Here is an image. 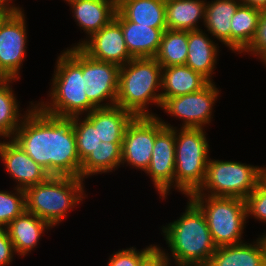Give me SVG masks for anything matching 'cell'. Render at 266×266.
Returning <instances> with one entry per match:
<instances>
[{
  "instance_id": "52a82bcc",
  "label": "cell",
  "mask_w": 266,
  "mask_h": 266,
  "mask_svg": "<svg viewBox=\"0 0 266 266\" xmlns=\"http://www.w3.org/2000/svg\"><path fill=\"white\" fill-rule=\"evenodd\" d=\"M188 197L203 212L216 247L244 242L242 234L248 220L245 199L208 195Z\"/></svg>"
},
{
  "instance_id": "6da1fadb",
  "label": "cell",
  "mask_w": 266,
  "mask_h": 266,
  "mask_svg": "<svg viewBox=\"0 0 266 266\" xmlns=\"http://www.w3.org/2000/svg\"><path fill=\"white\" fill-rule=\"evenodd\" d=\"M12 140L51 176L80 178L82 162L71 118L48 115L35 105Z\"/></svg>"
},
{
  "instance_id": "8fae6325",
  "label": "cell",
  "mask_w": 266,
  "mask_h": 266,
  "mask_svg": "<svg viewBox=\"0 0 266 266\" xmlns=\"http://www.w3.org/2000/svg\"><path fill=\"white\" fill-rule=\"evenodd\" d=\"M25 22L22 8L0 19V69L17 81L20 79V68L26 57L27 25Z\"/></svg>"
},
{
  "instance_id": "3957f363",
  "label": "cell",
  "mask_w": 266,
  "mask_h": 266,
  "mask_svg": "<svg viewBox=\"0 0 266 266\" xmlns=\"http://www.w3.org/2000/svg\"><path fill=\"white\" fill-rule=\"evenodd\" d=\"M179 219L163 226L176 266H206L217 249L203 212L189 199Z\"/></svg>"
},
{
  "instance_id": "5bb4252c",
  "label": "cell",
  "mask_w": 266,
  "mask_h": 266,
  "mask_svg": "<svg viewBox=\"0 0 266 266\" xmlns=\"http://www.w3.org/2000/svg\"><path fill=\"white\" fill-rule=\"evenodd\" d=\"M72 47H80L93 59L111 62L119 66L125 65L134 58L127 49L122 27L115 19L90 38L81 40Z\"/></svg>"
},
{
  "instance_id": "1f68e13d",
  "label": "cell",
  "mask_w": 266,
  "mask_h": 266,
  "mask_svg": "<svg viewBox=\"0 0 266 266\" xmlns=\"http://www.w3.org/2000/svg\"><path fill=\"white\" fill-rule=\"evenodd\" d=\"M245 201L247 217L253 216L256 220L266 223V186L259 181Z\"/></svg>"
},
{
  "instance_id": "60d3db41",
  "label": "cell",
  "mask_w": 266,
  "mask_h": 266,
  "mask_svg": "<svg viewBox=\"0 0 266 266\" xmlns=\"http://www.w3.org/2000/svg\"><path fill=\"white\" fill-rule=\"evenodd\" d=\"M259 239L261 240L264 250H265V256H266V233H263V235H261L259 237Z\"/></svg>"
},
{
  "instance_id": "44dd1931",
  "label": "cell",
  "mask_w": 266,
  "mask_h": 266,
  "mask_svg": "<svg viewBox=\"0 0 266 266\" xmlns=\"http://www.w3.org/2000/svg\"><path fill=\"white\" fill-rule=\"evenodd\" d=\"M206 266H266L265 250L259 237L252 244L217 247Z\"/></svg>"
},
{
  "instance_id": "5b68a950",
  "label": "cell",
  "mask_w": 266,
  "mask_h": 266,
  "mask_svg": "<svg viewBox=\"0 0 266 266\" xmlns=\"http://www.w3.org/2000/svg\"><path fill=\"white\" fill-rule=\"evenodd\" d=\"M83 181L71 176H50L46 181L26 188V211L51 227L59 225L69 210L85 198Z\"/></svg>"
},
{
  "instance_id": "9c48e42d",
  "label": "cell",
  "mask_w": 266,
  "mask_h": 266,
  "mask_svg": "<svg viewBox=\"0 0 266 266\" xmlns=\"http://www.w3.org/2000/svg\"><path fill=\"white\" fill-rule=\"evenodd\" d=\"M152 158L145 173L150 176L160 198L175 189V127L156 116V137Z\"/></svg>"
},
{
  "instance_id": "836d02e7",
  "label": "cell",
  "mask_w": 266,
  "mask_h": 266,
  "mask_svg": "<svg viewBox=\"0 0 266 266\" xmlns=\"http://www.w3.org/2000/svg\"><path fill=\"white\" fill-rule=\"evenodd\" d=\"M257 56L260 61L266 56V10H262L255 38L244 51Z\"/></svg>"
},
{
  "instance_id": "d590c367",
  "label": "cell",
  "mask_w": 266,
  "mask_h": 266,
  "mask_svg": "<svg viewBox=\"0 0 266 266\" xmlns=\"http://www.w3.org/2000/svg\"><path fill=\"white\" fill-rule=\"evenodd\" d=\"M16 254L6 228L0 227V266H8Z\"/></svg>"
},
{
  "instance_id": "277c9868",
  "label": "cell",
  "mask_w": 266,
  "mask_h": 266,
  "mask_svg": "<svg viewBox=\"0 0 266 266\" xmlns=\"http://www.w3.org/2000/svg\"><path fill=\"white\" fill-rule=\"evenodd\" d=\"M161 79L162 66L155 58H133L120 66L115 105L135 117L157 116L147 108L150 103L161 107Z\"/></svg>"
},
{
  "instance_id": "7a4b0ae2",
  "label": "cell",
  "mask_w": 266,
  "mask_h": 266,
  "mask_svg": "<svg viewBox=\"0 0 266 266\" xmlns=\"http://www.w3.org/2000/svg\"><path fill=\"white\" fill-rule=\"evenodd\" d=\"M57 58L49 101L36 103L46 114L71 118L89 114L96 107L88 100L82 74V49L71 47Z\"/></svg>"
},
{
  "instance_id": "ac0fdd59",
  "label": "cell",
  "mask_w": 266,
  "mask_h": 266,
  "mask_svg": "<svg viewBox=\"0 0 266 266\" xmlns=\"http://www.w3.org/2000/svg\"><path fill=\"white\" fill-rule=\"evenodd\" d=\"M203 32V29L188 31V55L186 66L200 73L209 82L216 68L219 46Z\"/></svg>"
},
{
  "instance_id": "8d00e7d4",
  "label": "cell",
  "mask_w": 266,
  "mask_h": 266,
  "mask_svg": "<svg viewBox=\"0 0 266 266\" xmlns=\"http://www.w3.org/2000/svg\"><path fill=\"white\" fill-rule=\"evenodd\" d=\"M11 0H0V15L2 17L9 16L17 12L20 7L16 5H12L10 3Z\"/></svg>"
},
{
  "instance_id": "f1b7e54d",
  "label": "cell",
  "mask_w": 266,
  "mask_h": 266,
  "mask_svg": "<svg viewBox=\"0 0 266 266\" xmlns=\"http://www.w3.org/2000/svg\"><path fill=\"white\" fill-rule=\"evenodd\" d=\"M188 31L166 29L154 57L162 67L185 65L188 55Z\"/></svg>"
},
{
  "instance_id": "f35d334b",
  "label": "cell",
  "mask_w": 266,
  "mask_h": 266,
  "mask_svg": "<svg viewBox=\"0 0 266 266\" xmlns=\"http://www.w3.org/2000/svg\"><path fill=\"white\" fill-rule=\"evenodd\" d=\"M259 181L266 186V167L265 166H261L260 167V176H259Z\"/></svg>"
},
{
  "instance_id": "f546056e",
  "label": "cell",
  "mask_w": 266,
  "mask_h": 266,
  "mask_svg": "<svg viewBox=\"0 0 266 266\" xmlns=\"http://www.w3.org/2000/svg\"><path fill=\"white\" fill-rule=\"evenodd\" d=\"M71 117L76 136L77 153L82 162L95 149L101 140L97 128L84 116Z\"/></svg>"
},
{
  "instance_id": "e575fe53",
  "label": "cell",
  "mask_w": 266,
  "mask_h": 266,
  "mask_svg": "<svg viewBox=\"0 0 266 266\" xmlns=\"http://www.w3.org/2000/svg\"><path fill=\"white\" fill-rule=\"evenodd\" d=\"M155 245L140 261L138 266H170L171 259L167 257L165 249ZM165 251V252H164Z\"/></svg>"
},
{
  "instance_id": "cb8c5ba5",
  "label": "cell",
  "mask_w": 266,
  "mask_h": 266,
  "mask_svg": "<svg viewBox=\"0 0 266 266\" xmlns=\"http://www.w3.org/2000/svg\"><path fill=\"white\" fill-rule=\"evenodd\" d=\"M206 0H165L167 29L192 31L201 29L198 21L205 22Z\"/></svg>"
},
{
  "instance_id": "b9f144b4",
  "label": "cell",
  "mask_w": 266,
  "mask_h": 266,
  "mask_svg": "<svg viewBox=\"0 0 266 266\" xmlns=\"http://www.w3.org/2000/svg\"><path fill=\"white\" fill-rule=\"evenodd\" d=\"M261 62L265 63V65H266V56L262 59Z\"/></svg>"
},
{
  "instance_id": "d4e9b609",
  "label": "cell",
  "mask_w": 266,
  "mask_h": 266,
  "mask_svg": "<svg viewBox=\"0 0 266 266\" xmlns=\"http://www.w3.org/2000/svg\"><path fill=\"white\" fill-rule=\"evenodd\" d=\"M241 4V0L206 1L204 27L229 49L231 20Z\"/></svg>"
},
{
  "instance_id": "9a60e30c",
  "label": "cell",
  "mask_w": 266,
  "mask_h": 266,
  "mask_svg": "<svg viewBox=\"0 0 266 266\" xmlns=\"http://www.w3.org/2000/svg\"><path fill=\"white\" fill-rule=\"evenodd\" d=\"M4 141L0 142V159L10 177L17 182L16 188L25 190L46 181L51 176L12 139Z\"/></svg>"
},
{
  "instance_id": "7402d4cb",
  "label": "cell",
  "mask_w": 266,
  "mask_h": 266,
  "mask_svg": "<svg viewBox=\"0 0 266 266\" xmlns=\"http://www.w3.org/2000/svg\"><path fill=\"white\" fill-rule=\"evenodd\" d=\"M116 21L122 27L127 49L134 58H154L156 56L163 32L167 28L148 27L129 20Z\"/></svg>"
},
{
  "instance_id": "d6986e66",
  "label": "cell",
  "mask_w": 266,
  "mask_h": 266,
  "mask_svg": "<svg viewBox=\"0 0 266 266\" xmlns=\"http://www.w3.org/2000/svg\"><path fill=\"white\" fill-rule=\"evenodd\" d=\"M115 20H129L153 28H167L165 0H117Z\"/></svg>"
},
{
  "instance_id": "484cf974",
  "label": "cell",
  "mask_w": 266,
  "mask_h": 266,
  "mask_svg": "<svg viewBox=\"0 0 266 266\" xmlns=\"http://www.w3.org/2000/svg\"><path fill=\"white\" fill-rule=\"evenodd\" d=\"M262 10L241 4L231 20L230 50L243 53L255 38Z\"/></svg>"
},
{
  "instance_id": "ffe728a7",
  "label": "cell",
  "mask_w": 266,
  "mask_h": 266,
  "mask_svg": "<svg viewBox=\"0 0 266 266\" xmlns=\"http://www.w3.org/2000/svg\"><path fill=\"white\" fill-rule=\"evenodd\" d=\"M85 117L97 128V135L101 141L122 142L127 126L135 116L114 105L95 108Z\"/></svg>"
},
{
  "instance_id": "74e56055",
  "label": "cell",
  "mask_w": 266,
  "mask_h": 266,
  "mask_svg": "<svg viewBox=\"0 0 266 266\" xmlns=\"http://www.w3.org/2000/svg\"><path fill=\"white\" fill-rule=\"evenodd\" d=\"M242 4L248 5L260 10H266V0H241Z\"/></svg>"
},
{
  "instance_id": "83f0119b",
  "label": "cell",
  "mask_w": 266,
  "mask_h": 266,
  "mask_svg": "<svg viewBox=\"0 0 266 266\" xmlns=\"http://www.w3.org/2000/svg\"><path fill=\"white\" fill-rule=\"evenodd\" d=\"M16 80L10 78L0 87V137L2 139H12L26 114L36 105L31 101L30 108L25 111V114L19 113L21 111L20 105L10 84Z\"/></svg>"
},
{
  "instance_id": "4dcf8cb0",
  "label": "cell",
  "mask_w": 266,
  "mask_h": 266,
  "mask_svg": "<svg viewBox=\"0 0 266 266\" xmlns=\"http://www.w3.org/2000/svg\"><path fill=\"white\" fill-rule=\"evenodd\" d=\"M14 193L0 191V227L5 228L16 217L26 211L25 192L14 188Z\"/></svg>"
},
{
  "instance_id": "4316f807",
  "label": "cell",
  "mask_w": 266,
  "mask_h": 266,
  "mask_svg": "<svg viewBox=\"0 0 266 266\" xmlns=\"http://www.w3.org/2000/svg\"><path fill=\"white\" fill-rule=\"evenodd\" d=\"M122 142H103L82 161L80 178L85 180L92 175L110 173L120 167Z\"/></svg>"
},
{
  "instance_id": "e0dca14e",
  "label": "cell",
  "mask_w": 266,
  "mask_h": 266,
  "mask_svg": "<svg viewBox=\"0 0 266 266\" xmlns=\"http://www.w3.org/2000/svg\"><path fill=\"white\" fill-rule=\"evenodd\" d=\"M5 228L17 256L28 255L34 248H37L45 230L52 229L46 221L27 211L16 217Z\"/></svg>"
},
{
  "instance_id": "4fadbf2b",
  "label": "cell",
  "mask_w": 266,
  "mask_h": 266,
  "mask_svg": "<svg viewBox=\"0 0 266 266\" xmlns=\"http://www.w3.org/2000/svg\"><path fill=\"white\" fill-rule=\"evenodd\" d=\"M155 137L156 116L134 117L124 133L121 165L126 163L145 172L151 162Z\"/></svg>"
},
{
  "instance_id": "d6a6232c",
  "label": "cell",
  "mask_w": 266,
  "mask_h": 266,
  "mask_svg": "<svg viewBox=\"0 0 266 266\" xmlns=\"http://www.w3.org/2000/svg\"><path fill=\"white\" fill-rule=\"evenodd\" d=\"M154 246V244H151L141 251H137L134 247L118 250L110 256L107 266H138L141 259Z\"/></svg>"
},
{
  "instance_id": "ba28073f",
  "label": "cell",
  "mask_w": 266,
  "mask_h": 266,
  "mask_svg": "<svg viewBox=\"0 0 266 266\" xmlns=\"http://www.w3.org/2000/svg\"><path fill=\"white\" fill-rule=\"evenodd\" d=\"M259 176L260 166L236 161L212 160L209 158L204 182L191 195L246 199L256 188L259 182Z\"/></svg>"
},
{
  "instance_id": "603a6c76",
  "label": "cell",
  "mask_w": 266,
  "mask_h": 266,
  "mask_svg": "<svg viewBox=\"0 0 266 266\" xmlns=\"http://www.w3.org/2000/svg\"><path fill=\"white\" fill-rule=\"evenodd\" d=\"M209 81L186 65L162 67L161 100L194 93Z\"/></svg>"
},
{
  "instance_id": "2e32d148",
  "label": "cell",
  "mask_w": 266,
  "mask_h": 266,
  "mask_svg": "<svg viewBox=\"0 0 266 266\" xmlns=\"http://www.w3.org/2000/svg\"><path fill=\"white\" fill-rule=\"evenodd\" d=\"M71 7L77 25L90 38L110 23L117 12V0H76L66 1Z\"/></svg>"
},
{
  "instance_id": "30bf717a",
  "label": "cell",
  "mask_w": 266,
  "mask_h": 266,
  "mask_svg": "<svg viewBox=\"0 0 266 266\" xmlns=\"http://www.w3.org/2000/svg\"><path fill=\"white\" fill-rule=\"evenodd\" d=\"M219 95L215 83L209 82L197 92L167 98L160 108L168 115L183 120L181 128L205 129L213 119V106Z\"/></svg>"
},
{
  "instance_id": "ab89813d",
  "label": "cell",
  "mask_w": 266,
  "mask_h": 266,
  "mask_svg": "<svg viewBox=\"0 0 266 266\" xmlns=\"http://www.w3.org/2000/svg\"><path fill=\"white\" fill-rule=\"evenodd\" d=\"M9 79L10 77L0 69V87L3 86Z\"/></svg>"
},
{
  "instance_id": "7c38bea8",
  "label": "cell",
  "mask_w": 266,
  "mask_h": 266,
  "mask_svg": "<svg viewBox=\"0 0 266 266\" xmlns=\"http://www.w3.org/2000/svg\"><path fill=\"white\" fill-rule=\"evenodd\" d=\"M119 69V65L93 59L82 50L84 89L88 100L96 108L116 104Z\"/></svg>"
},
{
  "instance_id": "8992f818",
  "label": "cell",
  "mask_w": 266,
  "mask_h": 266,
  "mask_svg": "<svg viewBox=\"0 0 266 266\" xmlns=\"http://www.w3.org/2000/svg\"><path fill=\"white\" fill-rule=\"evenodd\" d=\"M201 128L175 127V189L187 197L204 182L210 145Z\"/></svg>"
}]
</instances>
